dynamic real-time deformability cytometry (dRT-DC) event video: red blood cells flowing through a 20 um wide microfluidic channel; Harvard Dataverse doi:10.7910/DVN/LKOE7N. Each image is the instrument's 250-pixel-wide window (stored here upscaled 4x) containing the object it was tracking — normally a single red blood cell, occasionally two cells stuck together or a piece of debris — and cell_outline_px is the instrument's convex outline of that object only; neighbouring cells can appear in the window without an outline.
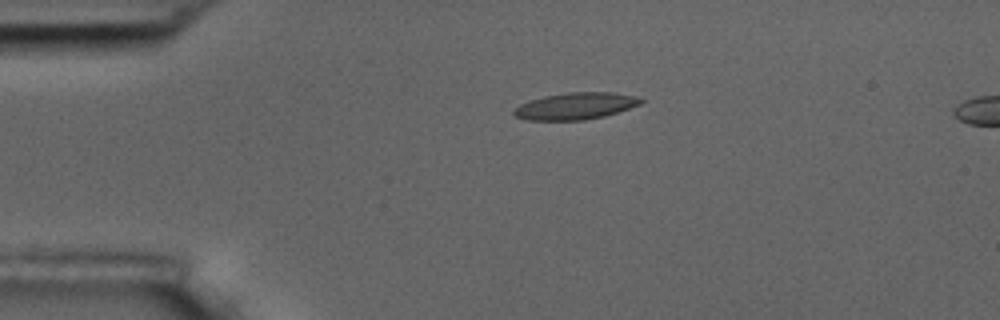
{"species": "common noctule bat (a hibernating species)", "species_latin": "Nyctalus noctula", "temperature_condition": "room temperature", "stored_images_in_passage": 44, "camera_frame_rate_fps": 3000, "um_per_image_px": 0.085, "animal": {"sex": "male", "body_mass_g": 17.5, "forearm_length_mm": 52.3}, "frame": {"image": 1, "passage_image": 1, "time_ms": 0.0, "image_size_px": [1000, 320], "cell_outline_px": [[644, 100], [640, 104], [604, 116], [584, 120], [528, 120], [516, 116], [512, 112], [520, 104], [528, 100], [544, 96], [568, 92], [616, 92], [636, 96]], "centroid_in_image_um": [48.91, 9.0], "position_along_channel_um": 36.1, "area_um2": 19.77}}
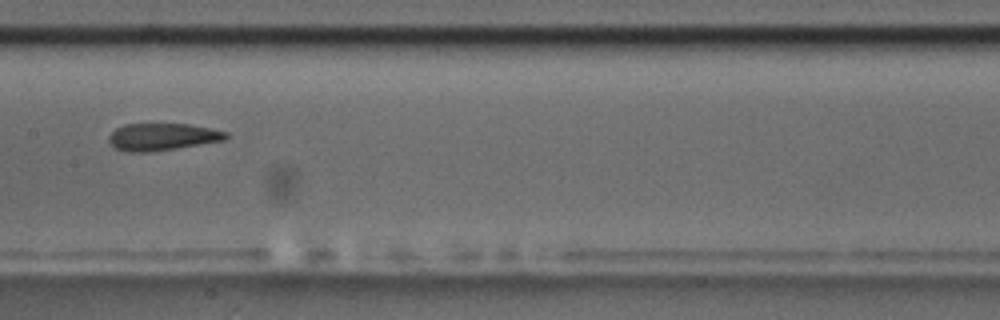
{"frame": {"image": 2, "passage_image": 17, "time_ms": 5.333, "image_size_px": [1000, 320], "cell_outline_px": [[228, 136], [224, 140], [176, 148], [148, 152], [128, 152], [116, 148], [108, 140], [108, 136], [116, 128], [124, 124], [188, 124], [228, 132]], "centroid_in_image_um": [13.77, 11.63], "position_along_channel_um": 193.6, "area_um2": 18.32}}
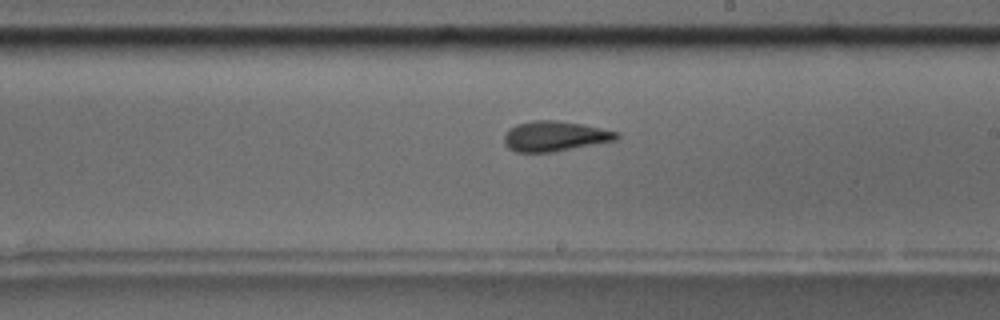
{"frame": {"image": 3, "passage_image": 21, "time_ms": 6.667, "image_size_px": [1000, 320], "cell_outline_px": [[620, 136], [616, 140], [552, 152], [516, 152], [508, 148], [504, 144], [504, 136], [516, 124], [532, 120], [556, 120], [584, 124], [620, 132]], "centroid_in_image_um": [47.18, 11.57], "position_along_channel_um": 241.8, "area_um2": 19.77}, "authors_computed_cell_mechanics": {"area_um2": 19.5653, "velocity_mm_per_s": 3.6331, "shape_relaxation_time_tau1_ms": 6.12, "shape_relaxation_time_tau2_ms": 1.8915, "deformation_change_tau1": 0.1812, "deformation_change_tau2": 0.0921}}